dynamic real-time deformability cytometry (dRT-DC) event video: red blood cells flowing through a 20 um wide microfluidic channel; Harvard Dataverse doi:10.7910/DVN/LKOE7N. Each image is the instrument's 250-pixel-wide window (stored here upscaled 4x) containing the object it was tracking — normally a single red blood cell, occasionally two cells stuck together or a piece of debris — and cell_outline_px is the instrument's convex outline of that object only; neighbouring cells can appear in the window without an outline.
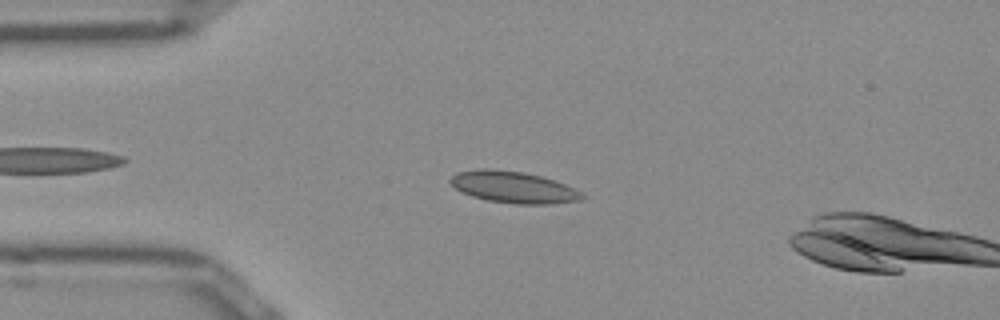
{"species": "Egyptian fruit bat (a non-hibernating species)", "species_latin": "Rousettus aegyptiacus", "temperature_condition": "room temperature", "stored_images_in_passage": 48, "camera_frame_rate_fps": 3000, "um_per_image_px": 0.085, "frame": {"image": 1, "passage_image": 7, "time_ms": 2.0, "image_size_px": [1000, 320], "cell_outline_px": [[588, 196], [580, 200], [552, 204], [516, 204], [488, 200], [472, 196], [456, 188], [448, 180], [456, 172], [484, 168], [488, 168], [524, 172], [556, 180]], "centroid_in_image_um": [43.66, 15.91], "position_along_channel_um": 41.3, "area_um2": 24.16}}
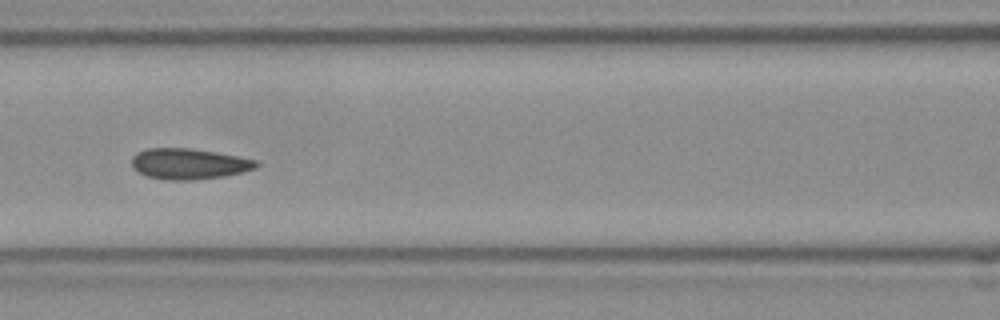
{"frame": {"image": 2, "passage_image": 17, "time_ms": 5.333, "image_size_px": [1000, 320], "cell_outline_px": [[260, 164], [256, 168], [224, 176], [192, 180], [172, 180], [148, 176], [140, 172], [132, 164], [132, 156], [136, 152], [148, 148], [192, 148], [216, 152], [256, 160]], "centroid_in_image_um": [16.07, 13.91], "position_along_channel_um": 150.5, "area_um2": 22.08}}
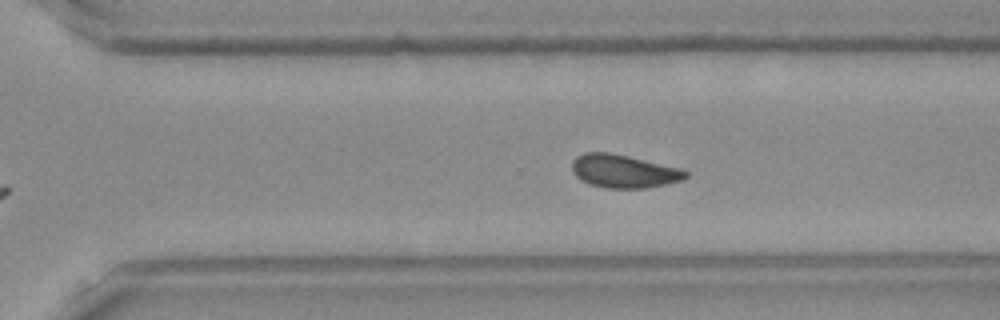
{"frame": {"image": 3, "passage_image": 30, "time_ms": 9.667, "image_size_px": [1000, 320], "cell_outline_px": [[688, 176], [680, 180], [664, 184], [644, 188], [604, 188], [588, 184], [580, 180], [572, 172], [572, 160], [576, 156], [584, 152], [608, 152], [628, 156], [680, 168], [688, 172]], "centroid_in_image_um": [52.95, 14.55], "position_along_channel_um": 317.6, "area_um2": 21.96}, "authors_computed_cell_mechanics": {"area_um2": 21.8195, "velocity_mm_per_s": 3.8669, "shape_relaxation_time_tau1_ms": null, "shape_relaxation_time_tau2_ms": 1.4245, "deformation_change_tau1": null, "deformation_change_tau2": 0.0652}}